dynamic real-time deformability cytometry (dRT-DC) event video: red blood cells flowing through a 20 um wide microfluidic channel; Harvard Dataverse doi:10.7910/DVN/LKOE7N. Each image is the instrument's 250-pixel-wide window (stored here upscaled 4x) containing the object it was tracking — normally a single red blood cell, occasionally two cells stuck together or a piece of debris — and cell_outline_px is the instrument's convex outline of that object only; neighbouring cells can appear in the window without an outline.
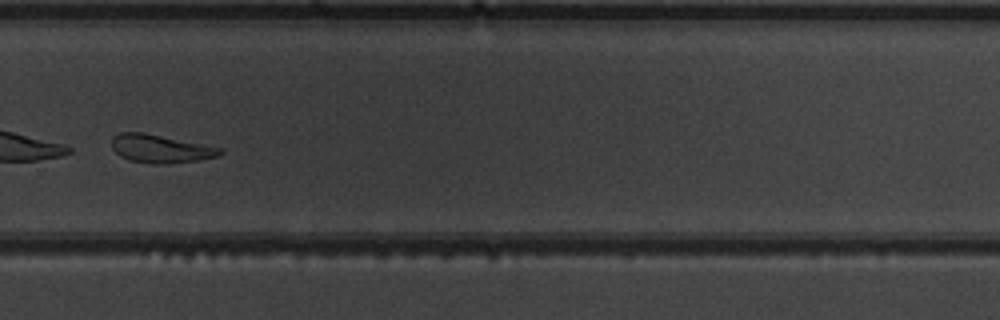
{"species": "common noctule bat (a hibernating species)", "species_latin": "Nyctalus noctula", "temperature_condition": "warm", "stored_images_in_passage": 36, "camera_frame_rate_fps": 3000, "um_per_image_px": 0.085, "animal": {"sex": "male", "body_mass_g": 19.5, "forearm_length_mm": 54.6}, "frame": {"image": 1, "passage_image": 21, "time_ms": 6.667, "image_size_px": [1000, 320], "cell_outline_px": [[224, 152], [216, 156], [200, 160], [164, 164], [148, 164], [128, 160], [120, 156], [112, 148], [112, 136], [120, 132], [144, 132], [224, 148]], "centroid_in_image_um": [13.63, 12.64], "position_along_channel_um": 316.2, "area_um2": 18.03}}
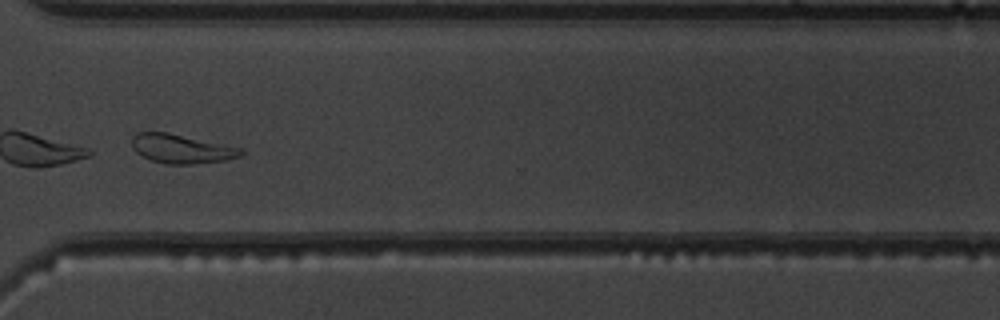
{"frame": {"image": 2, "passage_image": 24, "time_ms": 7.667, "image_size_px": [1000, 320], "cell_outline_px": [[244, 152], [240, 156], [224, 160], [192, 164], [168, 164], [152, 160], [136, 152], [132, 148], [132, 136], [136, 132], [168, 132], [244, 148]], "centroid_in_image_um": [15.43, 12.63], "position_along_channel_um": 355.2, "area_um2": 18.44}, "authors_computed_cell_mechanics": {"area_um2": 19.1029, "velocity_mm_per_s": 3.8562, "shape_relaxation_time_tau1_ms": 2.624, "shape_relaxation_time_tau2_ms": 2.5058, "deformation_change_tau1": 0.3001, "deformation_change_tau2": 0.1266}}